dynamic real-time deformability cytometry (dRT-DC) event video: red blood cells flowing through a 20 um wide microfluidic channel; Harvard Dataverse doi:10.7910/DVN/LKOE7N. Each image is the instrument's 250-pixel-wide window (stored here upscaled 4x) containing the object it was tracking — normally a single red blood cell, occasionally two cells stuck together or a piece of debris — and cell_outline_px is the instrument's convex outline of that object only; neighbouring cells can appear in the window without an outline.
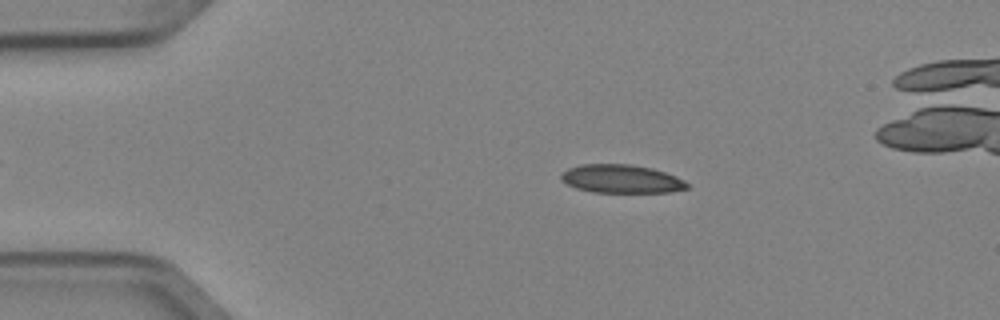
{"species": "Egyptian fruit bat (a non-hibernating species)", "species_latin": "Rousettus aegyptiacus", "temperature_condition": "cold", "stored_images_in_passage": 5, "camera_frame_rate_fps": 3000, "um_per_image_px": 0.085, "animal": {"sex": "female"}, "frame": {"image": 1, "passage_image": 2, "time_ms": 0.333, "image_size_px": [1000, 320], "cell_outline_px": [[688, 188], [668, 192], [592, 192], [576, 188], [560, 180], [560, 172], [568, 168], [580, 164], [632, 164], [652, 168], [676, 176], [684, 180], [688, 184]], "centroid_in_image_um": [52.77, 15.19], "position_along_channel_um": 32.2, "area_um2": 20.92}}
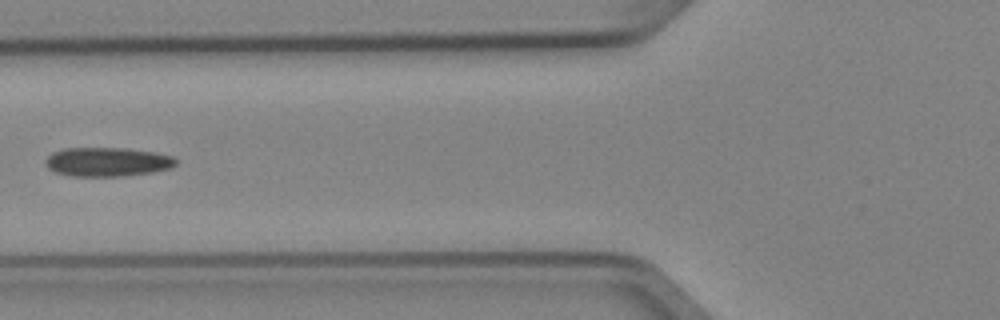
{"frame": {"image": 2, "passage_image": 5, "time_ms": 1.333, "image_size_px": [1000, 320], "cell_outline_px": [[176, 164], [168, 168], [152, 172], [120, 176], [72, 176], [56, 172], [48, 168], [44, 160], [52, 152], [64, 148], [128, 148], [156, 152], [172, 156], [176, 160]], "centroid_in_image_um": [9.1, 13.75], "position_along_channel_um": 116.7, "area_um2": 22.02}}